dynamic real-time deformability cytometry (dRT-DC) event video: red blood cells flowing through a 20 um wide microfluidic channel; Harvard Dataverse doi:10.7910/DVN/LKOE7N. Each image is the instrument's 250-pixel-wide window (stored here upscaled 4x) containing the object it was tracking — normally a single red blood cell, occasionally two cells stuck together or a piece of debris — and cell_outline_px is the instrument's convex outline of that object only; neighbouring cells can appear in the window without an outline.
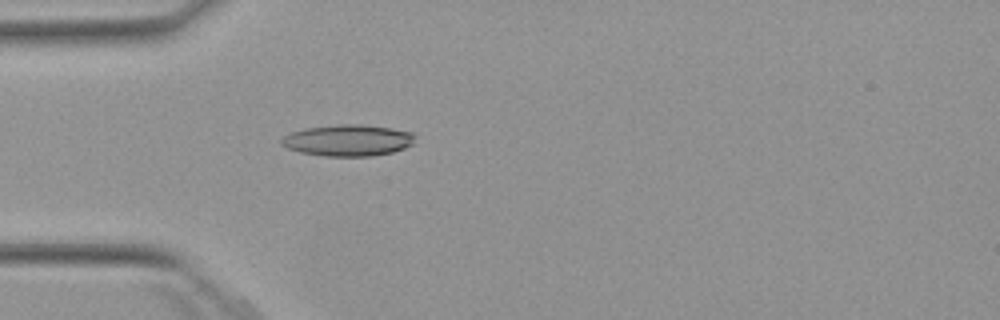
{"species": "Egyptian fruit bat (a non-hibernating species)", "species_latin": "Rousettus aegyptiacus", "temperature_condition": "warm", "stored_images_in_passage": 1, "camera_frame_rate_fps": 3000, "um_per_image_px": 0.085, "animal": {"sex": "female"}, "frame": {"image": 1, "passage_image": 1, "time_ms": 0.0, "image_size_px": [1000, 320], "cell_outline_px": [[416, 136], [412, 144], [404, 148], [392, 152], [372, 156], [328, 156], [300, 152], [288, 148], [280, 144], [280, 140], [284, 136], [292, 132], [304, 128], [344, 124], [360, 124], [392, 128], [412, 132]], "centroid_in_image_um": [29.59, 11.92], "position_along_channel_um": 55.4, "area_um2": 24.39}}